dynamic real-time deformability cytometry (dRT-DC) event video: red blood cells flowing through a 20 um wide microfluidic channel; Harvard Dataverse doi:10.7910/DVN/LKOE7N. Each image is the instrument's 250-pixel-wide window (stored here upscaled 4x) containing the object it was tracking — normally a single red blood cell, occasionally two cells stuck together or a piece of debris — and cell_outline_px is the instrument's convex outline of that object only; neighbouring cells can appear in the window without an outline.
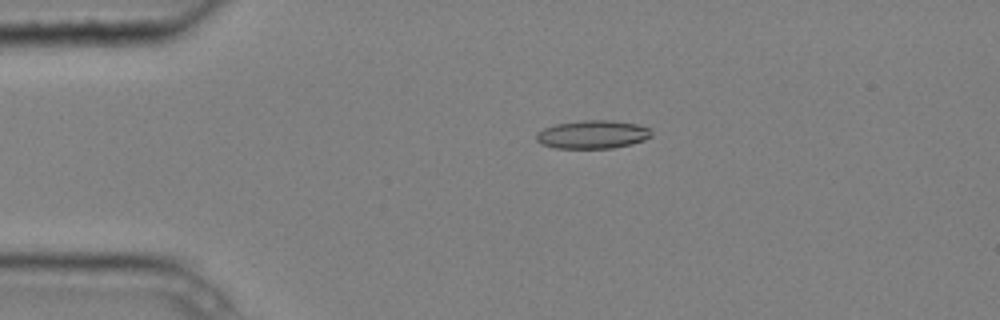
{"species": "common noctule bat (a hibernating species)", "species_latin": "Nyctalus noctula", "temperature_condition": "cold", "stored_images_in_passage": 4, "camera_frame_rate_fps": 3000, "um_per_image_px": 0.085, "animal": {"sex": "male", "body_mass_g": 20.4}, "frame": {"image": 1, "passage_image": 3, "time_ms": 0.667, "image_size_px": [1000, 320], "cell_outline_px": [[652, 136], [644, 140], [632, 144], [612, 148], [556, 148], [540, 144], [536, 140], [536, 132], [544, 128], [556, 124], [584, 120], [612, 120], [636, 124], [648, 128], [652, 132]], "centroid_in_image_um": [50.36, 11.43], "position_along_channel_um": 34.6, "area_um2": 19.02}}